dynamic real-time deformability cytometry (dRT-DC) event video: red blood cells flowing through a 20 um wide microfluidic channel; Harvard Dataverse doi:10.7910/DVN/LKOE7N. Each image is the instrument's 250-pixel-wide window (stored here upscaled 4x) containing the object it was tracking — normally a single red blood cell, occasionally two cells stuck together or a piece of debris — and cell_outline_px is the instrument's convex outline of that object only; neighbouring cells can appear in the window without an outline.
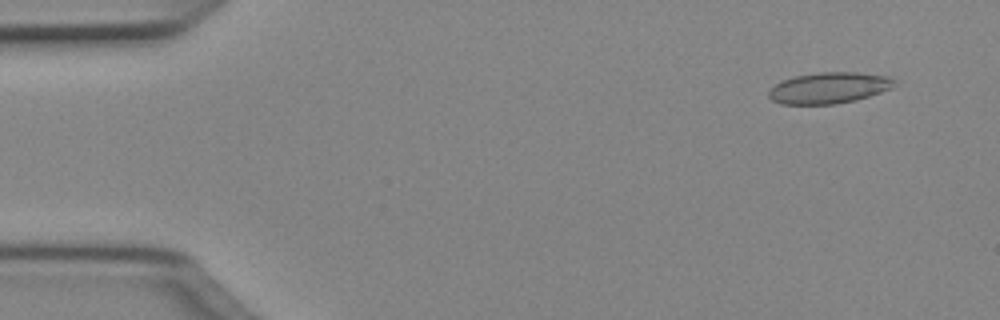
{"species": "Egyptian fruit bat (a non-hibernating species)", "species_latin": "Rousettus aegyptiacus", "temperature_condition": "cold", "stored_images_in_passage": 50, "camera_frame_rate_fps": 3000, "um_per_image_px": 0.085, "animal": {"sex": "female"}, "frame": {"image": 1, "passage_image": 4, "time_ms": 1.0, "image_size_px": [1000, 320], "cell_outline_px": [[896, 80], [892, 88], [856, 100], [836, 104], [780, 104], [772, 100], [768, 96], [768, 88], [784, 80], [796, 76], [820, 72], [860, 72], [888, 76]], "centroid_in_image_um": [70.46, 7.47], "position_along_channel_um": 14.5, "area_um2": 22.83}}
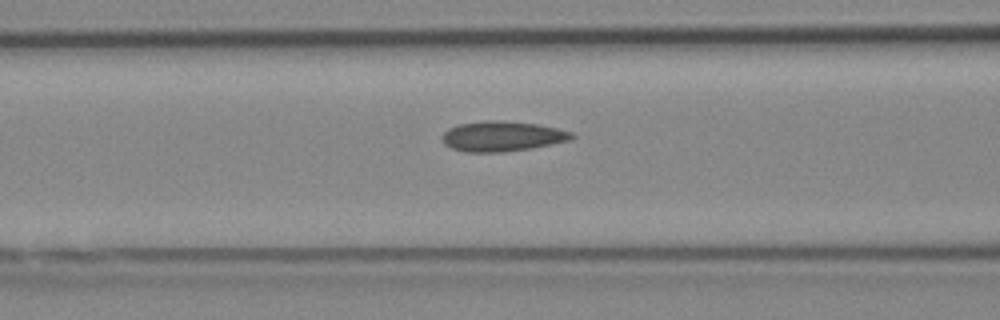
{"frame": {"image": 2, "passage_image": 20, "time_ms": 6.333, "image_size_px": [1000, 320], "cell_outline_px": [[576, 136], [572, 140], [532, 148], [504, 152], [464, 152], [452, 148], [444, 144], [440, 136], [448, 128], [456, 124], [484, 120], [496, 120], [536, 124], [556, 128], [572, 132]], "centroid_in_image_um": [42.65, 11.58], "position_along_channel_um": 123.9, "area_um2": 23.0}}
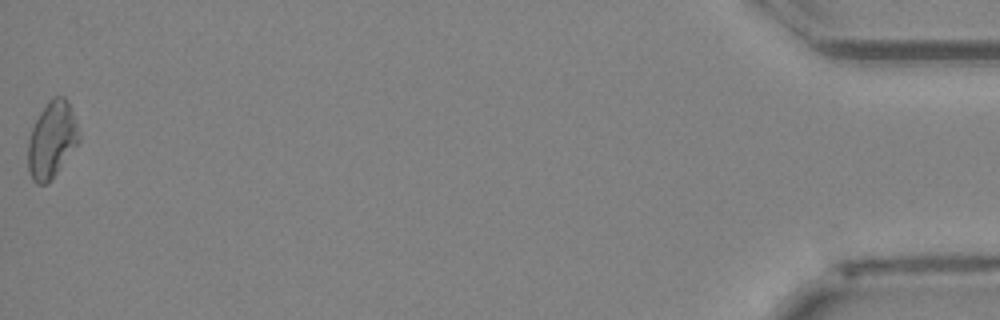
{"frame": {"image": 3, "passage_image": 50, "time_ms": 16.333, "image_size_px": [1000, 320], "cell_outline_px": [[80, 140], [56, 172], [44, 184], [36, 184], [32, 180], [28, 168], [28, 140], [32, 128], [40, 112], [48, 100], [56, 96], [64, 96], [68, 100], [80, 132]], "centroid_in_image_um": [4.4, 11.84], "position_along_channel_um": 430.8, "area_um2": 22.37}, "authors_computed_cell_mechanics": {"area_um2": 21.8484, "velocity_mm_per_s": 4.0473, "shape_relaxation_time_tau1_ms": null, "shape_relaxation_time_tau2_ms": 4.1679, "deformation_change_tau1": null, "deformation_change_tau2": 0.0871}}